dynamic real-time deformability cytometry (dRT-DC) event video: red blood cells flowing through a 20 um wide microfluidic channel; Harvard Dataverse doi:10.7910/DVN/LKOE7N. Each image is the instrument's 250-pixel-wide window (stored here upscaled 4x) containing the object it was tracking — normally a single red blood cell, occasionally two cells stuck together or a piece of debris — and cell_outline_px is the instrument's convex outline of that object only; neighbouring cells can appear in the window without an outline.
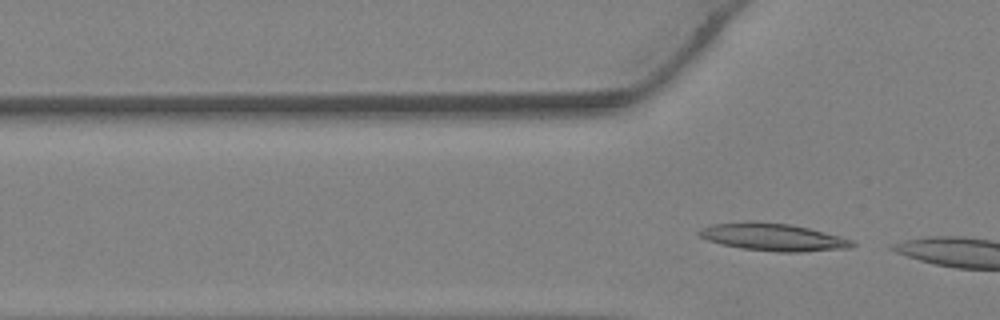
{"species": "Egyptian fruit bat (a non-hibernating species)", "species_latin": "Rousettus aegyptiacus", "temperature_condition": "warm", "stored_images_in_passage": 7, "camera_frame_rate_fps": 3000, "um_per_image_px": 0.085, "animal": {"sex": "female"}, "frame": {"image": 1, "passage_image": 7, "time_ms": 2.0, "image_size_px": [1000, 320], "cell_outline_px": [[856, 244], [852, 248], [796, 252], [780, 252], [744, 248], [724, 244], [708, 240], [700, 236], [696, 232], [700, 228], [712, 224], [792, 224], [840, 236], [852, 240]], "centroid_in_image_um": [65.8, 20.19], "position_along_channel_um": 60.0, "area_um2": 23.35}}